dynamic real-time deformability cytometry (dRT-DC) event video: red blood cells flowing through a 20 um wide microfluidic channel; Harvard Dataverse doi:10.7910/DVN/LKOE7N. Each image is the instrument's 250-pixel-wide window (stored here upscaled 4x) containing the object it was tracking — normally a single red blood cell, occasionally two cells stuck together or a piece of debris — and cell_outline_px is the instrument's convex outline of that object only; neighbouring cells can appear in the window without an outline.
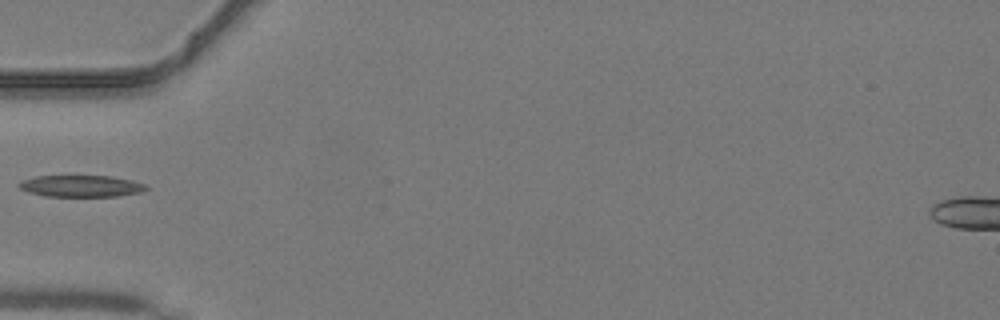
{"species": "common noctule bat (a hibernating species)", "species_latin": "Nyctalus noctula", "temperature_condition": "warm", "stored_images_in_passage": 20, "camera_frame_rate_fps": 3000, "um_per_image_px": 0.085, "animal": {"sex": "male", "body_mass_g": 19.2, "forearm_length_mm": 51.8}, "frame": {"image": 1, "passage_image": 1, "time_ms": 0.0, "image_size_px": [1000, 320], "cell_outline_px": [[140, 188], [128, 192], [108, 196], [56, 196], [36, 192], [24, 188], [24, 184], [32, 180], [44, 176], [100, 176], [120, 180]], "centroid_in_image_um": [6.71, 15.81], "position_along_channel_um": 78.3, "area_um2": 13.18}}